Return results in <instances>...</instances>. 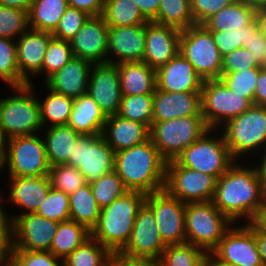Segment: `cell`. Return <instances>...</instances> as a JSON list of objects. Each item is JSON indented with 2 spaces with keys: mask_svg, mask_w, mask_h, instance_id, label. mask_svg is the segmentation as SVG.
<instances>
[{
  "mask_svg": "<svg viewBox=\"0 0 266 266\" xmlns=\"http://www.w3.org/2000/svg\"><path fill=\"white\" fill-rule=\"evenodd\" d=\"M264 185L257 167L234 163L217 179L212 198L214 206L233 223L242 217L251 222L263 207Z\"/></svg>",
  "mask_w": 266,
  "mask_h": 266,
  "instance_id": "cell-1",
  "label": "cell"
},
{
  "mask_svg": "<svg viewBox=\"0 0 266 266\" xmlns=\"http://www.w3.org/2000/svg\"><path fill=\"white\" fill-rule=\"evenodd\" d=\"M166 163L149 139L116 152L114 171L129 191L149 194L164 190Z\"/></svg>",
  "mask_w": 266,
  "mask_h": 266,
  "instance_id": "cell-2",
  "label": "cell"
},
{
  "mask_svg": "<svg viewBox=\"0 0 266 266\" xmlns=\"http://www.w3.org/2000/svg\"><path fill=\"white\" fill-rule=\"evenodd\" d=\"M146 194L127 191L100 211L91 237L111 252H120L128 243L138 209L145 202Z\"/></svg>",
  "mask_w": 266,
  "mask_h": 266,
  "instance_id": "cell-3",
  "label": "cell"
},
{
  "mask_svg": "<svg viewBox=\"0 0 266 266\" xmlns=\"http://www.w3.org/2000/svg\"><path fill=\"white\" fill-rule=\"evenodd\" d=\"M32 85L14 87L17 95L0 99V129L6 140L34 135L43 128L39 99L31 94Z\"/></svg>",
  "mask_w": 266,
  "mask_h": 266,
  "instance_id": "cell-4",
  "label": "cell"
},
{
  "mask_svg": "<svg viewBox=\"0 0 266 266\" xmlns=\"http://www.w3.org/2000/svg\"><path fill=\"white\" fill-rule=\"evenodd\" d=\"M185 224L186 243L211 253L234 223L206 201L186 203Z\"/></svg>",
  "mask_w": 266,
  "mask_h": 266,
  "instance_id": "cell-5",
  "label": "cell"
},
{
  "mask_svg": "<svg viewBox=\"0 0 266 266\" xmlns=\"http://www.w3.org/2000/svg\"><path fill=\"white\" fill-rule=\"evenodd\" d=\"M209 128L203 116H188L152 122L149 139L166 160L175 158L197 141Z\"/></svg>",
  "mask_w": 266,
  "mask_h": 266,
  "instance_id": "cell-6",
  "label": "cell"
},
{
  "mask_svg": "<svg viewBox=\"0 0 266 266\" xmlns=\"http://www.w3.org/2000/svg\"><path fill=\"white\" fill-rule=\"evenodd\" d=\"M223 137L231 156L240 155L266 147V106L252 105L237 117L227 121Z\"/></svg>",
  "mask_w": 266,
  "mask_h": 266,
  "instance_id": "cell-7",
  "label": "cell"
},
{
  "mask_svg": "<svg viewBox=\"0 0 266 266\" xmlns=\"http://www.w3.org/2000/svg\"><path fill=\"white\" fill-rule=\"evenodd\" d=\"M2 164H8L10 177H41L50 170L44 140L37 133L7 139Z\"/></svg>",
  "mask_w": 266,
  "mask_h": 266,
  "instance_id": "cell-8",
  "label": "cell"
},
{
  "mask_svg": "<svg viewBox=\"0 0 266 266\" xmlns=\"http://www.w3.org/2000/svg\"><path fill=\"white\" fill-rule=\"evenodd\" d=\"M179 52L203 79H220L222 56L212 33L204 25L190 26L181 31Z\"/></svg>",
  "mask_w": 266,
  "mask_h": 266,
  "instance_id": "cell-9",
  "label": "cell"
},
{
  "mask_svg": "<svg viewBox=\"0 0 266 266\" xmlns=\"http://www.w3.org/2000/svg\"><path fill=\"white\" fill-rule=\"evenodd\" d=\"M213 131L214 129L206 131L197 141L184 149L175 161L180 166L218 179L237 161L231 156L223 135L219 139L209 136Z\"/></svg>",
  "mask_w": 266,
  "mask_h": 266,
  "instance_id": "cell-10",
  "label": "cell"
},
{
  "mask_svg": "<svg viewBox=\"0 0 266 266\" xmlns=\"http://www.w3.org/2000/svg\"><path fill=\"white\" fill-rule=\"evenodd\" d=\"M253 103L234 94L221 79L204 80L201 88V112L209 129H216L249 109ZM217 125V126H216Z\"/></svg>",
  "mask_w": 266,
  "mask_h": 266,
  "instance_id": "cell-11",
  "label": "cell"
},
{
  "mask_svg": "<svg viewBox=\"0 0 266 266\" xmlns=\"http://www.w3.org/2000/svg\"><path fill=\"white\" fill-rule=\"evenodd\" d=\"M114 161L115 152L102 134H80L66 164L77 167L90 184L114 171Z\"/></svg>",
  "mask_w": 266,
  "mask_h": 266,
  "instance_id": "cell-12",
  "label": "cell"
},
{
  "mask_svg": "<svg viewBox=\"0 0 266 266\" xmlns=\"http://www.w3.org/2000/svg\"><path fill=\"white\" fill-rule=\"evenodd\" d=\"M217 178L180 166L175 160L166 163L164 189L183 203L211 201Z\"/></svg>",
  "mask_w": 266,
  "mask_h": 266,
  "instance_id": "cell-13",
  "label": "cell"
},
{
  "mask_svg": "<svg viewBox=\"0 0 266 266\" xmlns=\"http://www.w3.org/2000/svg\"><path fill=\"white\" fill-rule=\"evenodd\" d=\"M145 203L152 209L161 239L166 245L186 243V203L171 196L165 189L146 194Z\"/></svg>",
  "mask_w": 266,
  "mask_h": 266,
  "instance_id": "cell-14",
  "label": "cell"
},
{
  "mask_svg": "<svg viewBox=\"0 0 266 266\" xmlns=\"http://www.w3.org/2000/svg\"><path fill=\"white\" fill-rule=\"evenodd\" d=\"M166 246L161 239L155 215L144 202L137 211L130 239L120 252L156 264Z\"/></svg>",
  "mask_w": 266,
  "mask_h": 266,
  "instance_id": "cell-15",
  "label": "cell"
},
{
  "mask_svg": "<svg viewBox=\"0 0 266 266\" xmlns=\"http://www.w3.org/2000/svg\"><path fill=\"white\" fill-rule=\"evenodd\" d=\"M211 255L236 266H263L251 222L230 228L211 251Z\"/></svg>",
  "mask_w": 266,
  "mask_h": 266,
  "instance_id": "cell-16",
  "label": "cell"
},
{
  "mask_svg": "<svg viewBox=\"0 0 266 266\" xmlns=\"http://www.w3.org/2000/svg\"><path fill=\"white\" fill-rule=\"evenodd\" d=\"M14 248L28 251H50L59 222L36 213L12 216Z\"/></svg>",
  "mask_w": 266,
  "mask_h": 266,
  "instance_id": "cell-17",
  "label": "cell"
},
{
  "mask_svg": "<svg viewBox=\"0 0 266 266\" xmlns=\"http://www.w3.org/2000/svg\"><path fill=\"white\" fill-rule=\"evenodd\" d=\"M87 94L107 116L117 114L122 99L117 64L107 62L93 64Z\"/></svg>",
  "mask_w": 266,
  "mask_h": 266,
  "instance_id": "cell-18",
  "label": "cell"
},
{
  "mask_svg": "<svg viewBox=\"0 0 266 266\" xmlns=\"http://www.w3.org/2000/svg\"><path fill=\"white\" fill-rule=\"evenodd\" d=\"M108 29L102 16H91L69 40L74 57L93 64L106 63Z\"/></svg>",
  "mask_w": 266,
  "mask_h": 266,
  "instance_id": "cell-19",
  "label": "cell"
},
{
  "mask_svg": "<svg viewBox=\"0 0 266 266\" xmlns=\"http://www.w3.org/2000/svg\"><path fill=\"white\" fill-rule=\"evenodd\" d=\"M181 31L153 21L145 23V54L143 62L159 68L173 59L180 49Z\"/></svg>",
  "mask_w": 266,
  "mask_h": 266,
  "instance_id": "cell-20",
  "label": "cell"
},
{
  "mask_svg": "<svg viewBox=\"0 0 266 266\" xmlns=\"http://www.w3.org/2000/svg\"><path fill=\"white\" fill-rule=\"evenodd\" d=\"M107 56L115 54L119 60L107 58V63L142 62L145 54V24L109 27Z\"/></svg>",
  "mask_w": 266,
  "mask_h": 266,
  "instance_id": "cell-21",
  "label": "cell"
},
{
  "mask_svg": "<svg viewBox=\"0 0 266 266\" xmlns=\"http://www.w3.org/2000/svg\"><path fill=\"white\" fill-rule=\"evenodd\" d=\"M188 116H203L201 92H165L155 89L152 122Z\"/></svg>",
  "mask_w": 266,
  "mask_h": 266,
  "instance_id": "cell-22",
  "label": "cell"
},
{
  "mask_svg": "<svg viewBox=\"0 0 266 266\" xmlns=\"http://www.w3.org/2000/svg\"><path fill=\"white\" fill-rule=\"evenodd\" d=\"M203 79L179 52L156 69V88L165 92H201Z\"/></svg>",
  "mask_w": 266,
  "mask_h": 266,
  "instance_id": "cell-23",
  "label": "cell"
},
{
  "mask_svg": "<svg viewBox=\"0 0 266 266\" xmlns=\"http://www.w3.org/2000/svg\"><path fill=\"white\" fill-rule=\"evenodd\" d=\"M52 38L50 32L29 28L16 41L20 75L29 84H32L30 78L32 75L42 74L43 58Z\"/></svg>",
  "mask_w": 266,
  "mask_h": 266,
  "instance_id": "cell-24",
  "label": "cell"
},
{
  "mask_svg": "<svg viewBox=\"0 0 266 266\" xmlns=\"http://www.w3.org/2000/svg\"><path fill=\"white\" fill-rule=\"evenodd\" d=\"M93 63L73 57L59 71L49 76L46 88L73 99L87 94L89 76Z\"/></svg>",
  "mask_w": 266,
  "mask_h": 266,
  "instance_id": "cell-25",
  "label": "cell"
},
{
  "mask_svg": "<svg viewBox=\"0 0 266 266\" xmlns=\"http://www.w3.org/2000/svg\"><path fill=\"white\" fill-rule=\"evenodd\" d=\"M149 130L145 124L113 114L107 117L102 135L116 153L149 140Z\"/></svg>",
  "mask_w": 266,
  "mask_h": 266,
  "instance_id": "cell-26",
  "label": "cell"
},
{
  "mask_svg": "<svg viewBox=\"0 0 266 266\" xmlns=\"http://www.w3.org/2000/svg\"><path fill=\"white\" fill-rule=\"evenodd\" d=\"M8 178L11 182L8 198L10 203L28 210L24 213H36L51 188L49 176Z\"/></svg>",
  "mask_w": 266,
  "mask_h": 266,
  "instance_id": "cell-27",
  "label": "cell"
},
{
  "mask_svg": "<svg viewBox=\"0 0 266 266\" xmlns=\"http://www.w3.org/2000/svg\"><path fill=\"white\" fill-rule=\"evenodd\" d=\"M107 115L88 94L74 100L67 125L80 134H103Z\"/></svg>",
  "mask_w": 266,
  "mask_h": 266,
  "instance_id": "cell-28",
  "label": "cell"
},
{
  "mask_svg": "<svg viewBox=\"0 0 266 266\" xmlns=\"http://www.w3.org/2000/svg\"><path fill=\"white\" fill-rule=\"evenodd\" d=\"M122 95L153 94L156 89V69L142 62L117 64Z\"/></svg>",
  "mask_w": 266,
  "mask_h": 266,
  "instance_id": "cell-29",
  "label": "cell"
},
{
  "mask_svg": "<svg viewBox=\"0 0 266 266\" xmlns=\"http://www.w3.org/2000/svg\"><path fill=\"white\" fill-rule=\"evenodd\" d=\"M44 144L51 166L66 164L71 159L73 147L80 133L68 125L50 126Z\"/></svg>",
  "mask_w": 266,
  "mask_h": 266,
  "instance_id": "cell-30",
  "label": "cell"
},
{
  "mask_svg": "<svg viewBox=\"0 0 266 266\" xmlns=\"http://www.w3.org/2000/svg\"><path fill=\"white\" fill-rule=\"evenodd\" d=\"M256 8L236 0L210 17L203 25L209 31L242 30L255 20Z\"/></svg>",
  "mask_w": 266,
  "mask_h": 266,
  "instance_id": "cell-31",
  "label": "cell"
},
{
  "mask_svg": "<svg viewBox=\"0 0 266 266\" xmlns=\"http://www.w3.org/2000/svg\"><path fill=\"white\" fill-rule=\"evenodd\" d=\"M90 237L91 231L75 221L59 222L50 252L60 258V261L64 260Z\"/></svg>",
  "mask_w": 266,
  "mask_h": 266,
  "instance_id": "cell-32",
  "label": "cell"
},
{
  "mask_svg": "<svg viewBox=\"0 0 266 266\" xmlns=\"http://www.w3.org/2000/svg\"><path fill=\"white\" fill-rule=\"evenodd\" d=\"M68 7L67 0H34L29 10L30 28L53 33Z\"/></svg>",
  "mask_w": 266,
  "mask_h": 266,
  "instance_id": "cell-33",
  "label": "cell"
},
{
  "mask_svg": "<svg viewBox=\"0 0 266 266\" xmlns=\"http://www.w3.org/2000/svg\"><path fill=\"white\" fill-rule=\"evenodd\" d=\"M70 220L85 226L91 231L97 224L101 208L98 206L90 184L87 183L69 195Z\"/></svg>",
  "mask_w": 266,
  "mask_h": 266,
  "instance_id": "cell-34",
  "label": "cell"
},
{
  "mask_svg": "<svg viewBox=\"0 0 266 266\" xmlns=\"http://www.w3.org/2000/svg\"><path fill=\"white\" fill-rule=\"evenodd\" d=\"M101 16L108 27L133 26L149 22L134 0H105Z\"/></svg>",
  "mask_w": 266,
  "mask_h": 266,
  "instance_id": "cell-35",
  "label": "cell"
},
{
  "mask_svg": "<svg viewBox=\"0 0 266 266\" xmlns=\"http://www.w3.org/2000/svg\"><path fill=\"white\" fill-rule=\"evenodd\" d=\"M152 21L180 31L194 26L190 0H160L157 16Z\"/></svg>",
  "mask_w": 266,
  "mask_h": 266,
  "instance_id": "cell-36",
  "label": "cell"
},
{
  "mask_svg": "<svg viewBox=\"0 0 266 266\" xmlns=\"http://www.w3.org/2000/svg\"><path fill=\"white\" fill-rule=\"evenodd\" d=\"M207 256L193 244L167 245L155 266H206Z\"/></svg>",
  "mask_w": 266,
  "mask_h": 266,
  "instance_id": "cell-37",
  "label": "cell"
},
{
  "mask_svg": "<svg viewBox=\"0 0 266 266\" xmlns=\"http://www.w3.org/2000/svg\"><path fill=\"white\" fill-rule=\"evenodd\" d=\"M47 90L50 93L44 101L39 100L42 126L44 127L47 122H50L51 126L67 125L75 99L48 88Z\"/></svg>",
  "mask_w": 266,
  "mask_h": 266,
  "instance_id": "cell-38",
  "label": "cell"
},
{
  "mask_svg": "<svg viewBox=\"0 0 266 266\" xmlns=\"http://www.w3.org/2000/svg\"><path fill=\"white\" fill-rule=\"evenodd\" d=\"M117 115L150 128L153 117V94L122 95Z\"/></svg>",
  "mask_w": 266,
  "mask_h": 266,
  "instance_id": "cell-39",
  "label": "cell"
},
{
  "mask_svg": "<svg viewBox=\"0 0 266 266\" xmlns=\"http://www.w3.org/2000/svg\"><path fill=\"white\" fill-rule=\"evenodd\" d=\"M111 251L90 237L63 261L65 266H105Z\"/></svg>",
  "mask_w": 266,
  "mask_h": 266,
  "instance_id": "cell-40",
  "label": "cell"
},
{
  "mask_svg": "<svg viewBox=\"0 0 266 266\" xmlns=\"http://www.w3.org/2000/svg\"><path fill=\"white\" fill-rule=\"evenodd\" d=\"M0 80L13 88L29 84L20 75L16 42L2 37H0Z\"/></svg>",
  "mask_w": 266,
  "mask_h": 266,
  "instance_id": "cell-41",
  "label": "cell"
},
{
  "mask_svg": "<svg viewBox=\"0 0 266 266\" xmlns=\"http://www.w3.org/2000/svg\"><path fill=\"white\" fill-rule=\"evenodd\" d=\"M90 188L101 209L110 205L117 198L129 191L115 171L103 175L96 181L90 183Z\"/></svg>",
  "mask_w": 266,
  "mask_h": 266,
  "instance_id": "cell-42",
  "label": "cell"
},
{
  "mask_svg": "<svg viewBox=\"0 0 266 266\" xmlns=\"http://www.w3.org/2000/svg\"><path fill=\"white\" fill-rule=\"evenodd\" d=\"M49 179L51 186L71 195L78 188L87 184L84 175L77 167L68 164H58L50 167Z\"/></svg>",
  "mask_w": 266,
  "mask_h": 266,
  "instance_id": "cell-43",
  "label": "cell"
},
{
  "mask_svg": "<svg viewBox=\"0 0 266 266\" xmlns=\"http://www.w3.org/2000/svg\"><path fill=\"white\" fill-rule=\"evenodd\" d=\"M262 68H250L221 74L220 79L234 94L248 98L254 105L256 81Z\"/></svg>",
  "mask_w": 266,
  "mask_h": 266,
  "instance_id": "cell-44",
  "label": "cell"
},
{
  "mask_svg": "<svg viewBox=\"0 0 266 266\" xmlns=\"http://www.w3.org/2000/svg\"><path fill=\"white\" fill-rule=\"evenodd\" d=\"M29 27V11L0 5V37L19 38Z\"/></svg>",
  "mask_w": 266,
  "mask_h": 266,
  "instance_id": "cell-45",
  "label": "cell"
},
{
  "mask_svg": "<svg viewBox=\"0 0 266 266\" xmlns=\"http://www.w3.org/2000/svg\"><path fill=\"white\" fill-rule=\"evenodd\" d=\"M74 57L69 41L52 38L43 58L42 72L46 73L45 80L59 71Z\"/></svg>",
  "mask_w": 266,
  "mask_h": 266,
  "instance_id": "cell-46",
  "label": "cell"
},
{
  "mask_svg": "<svg viewBox=\"0 0 266 266\" xmlns=\"http://www.w3.org/2000/svg\"><path fill=\"white\" fill-rule=\"evenodd\" d=\"M36 214L58 222L70 220L69 195L51 186L47 198L38 208Z\"/></svg>",
  "mask_w": 266,
  "mask_h": 266,
  "instance_id": "cell-47",
  "label": "cell"
},
{
  "mask_svg": "<svg viewBox=\"0 0 266 266\" xmlns=\"http://www.w3.org/2000/svg\"><path fill=\"white\" fill-rule=\"evenodd\" d=\"M256 20L242 28V30L210 31L214 43L216 44L221 56H225L231 51L244 47L250 39V32L257 26Z\"/></svg>",
  "mask_w": 266,
  "mask_h": 266,
  "instance_id": "cell-48",
  "label": "cell"
},
{
  "mask_svg": "<svg viewBox=\"0 0 266 266\" xmlns=\"http://www.w3.org/2000/svg\"><path fill=\"white\" fill-rule=\"evenodd\" d=\"M90 17L85 11L69 6L62 15L57 28L52 33L53 37L69 41Z\"/></svg>",
  "mask_w": 266,
  "mask_h": 266,
  "instance_id": "cell-49",
  "label": "cell"
},
{
  "mask_svg": "<svg viewBox=\"0 0 266 266\" xmlns=\"http://www.w3.org/2000/svg\"><path fill=\"white\" fill-rule=\"evenodd\" d=\"M250 68H263L251 54V51L241 47L237 48L222 58V73L227 74Z\"/></svg>",
  "mask_w": 266,
  "mask_h": 266,
  "instance_id": "cell-50",
  "label": "cell"
},
{
  "mask_svg": "<svg viewBox=\"0 0 266 266\" xmlns=\"http://www.w3.org/2000/svg\"><path fill=\"white\" fill-rule=\"evenodd\" d=\"M59 259L50 251H28L14 248L10 266H56Z\"/></svg>",
  "mask_w": 266,
  "mask_h": 266,
  "instance_id": "cell-51",
  "label": "cell"
},
{
  "mask_svg": "<svg viewBox=\"0 0 266 266\" xmlns=\"http://www.w3.org/2000/svg\"><path fill=\"white\" fill-rule=\"evenodd\" d=\"M13 223L0 208V266H10L14 249ZM12 239V240H11Z\"/></svg>",
  "mask_w": 266,
  "mask_h": 266,
  "instance_id": "cell-52",
  "label": "cell"
},
{
  "mask_svg": "<svg viewBox=\"0 0 266 266\" xmlns=\"http://www.w3.org/2000/svg\"><path fill=\"white\" fill-rule=\"evenodd\" d=\"M236 0H190L195 25H203L210 17Z\"/></svg>",
  "mask_w": 266,
  "mask_h": 266,
  "instance_id": "cell-53",
  "label": "cell"
},
{
  "mask_svg": "<svg viewBox=\"0 0 266 266\" xmlns=\"http://www.w3.org/2000/svg\"><path fill=\"white\" fill-rule=\"evenodd\" d=\"M244 48L251 51V54L261 66H265L266 38L260 32L258 25L250 32V39Z\"/></svg>",
  "mask_w": 266,
  "mask_h": 266,
  "instance_id": "cell-54",
  "label": "cell"
},
{
  "mask_svg": "<svg viewBox=\"0 0 266 266\" xmlns=\"http://www.w3.org/2000/svg\"><path fill=\"white\" fill-rule=\"evenodd\" d=\"M105 266H155L151 261L130 257L121 252H111Z\"/></svg>",
  "mask_w": 266,
  "mask_h": 266,
  "instance_id": "cell-55",
  "label": "cell"
},
{
  "mask_svg": "<svg viewBox=\"0 0 266 266\" xmlns=\"http://www.w3.org/2000/svg\"><path fill=\"white\" fill-rule=\"evenodd\" d=\"M70 7L83 10L90 16H101L105 0H67Z\"/></svg>",
  "mask_w": 266,
  "mask_h": 266,
  "instance_id": "cell-56",
  "label": "cell"
},
{
  "mask_svg": "<svg viewBox=\"0 0 266 266\" xmlns=\"http://www.w3.org/2000/svg\"><path fill=\"white\" fill-rule=\"evenodd\" d=\"M254 105L266 106V68L265 67H263L259 71V75L256 81Z\"/></svg>",
  "mask_w": 266,
  "mask_h": 266,
  "instance_id": "cell-57",
  "label": "cell"
},
{
  "mask_svg": "<svg viewBox=\"0 0 266 266\" xmlns=\"http://www.w3.org/2000/svg\"><path fill=\"white\" fill-rule=\"evenodd\" d=\"M134 2L149 21L157 16L160 0H134Z\"/></svg>",
  "mask_w": 266,
  "mask_h": 266,
  "instance_id": "cell-58",
  "label": "cell"
},
{
  "mask_svg": "<svg viewBox=\"0 0 266 266\" xmlns=\"http://www.w3.org/2000/svg\"><path fill=\"white\" fill-rule=\"evenodd\" d=\"M254 235L256 238V244H257L258 252L260 254L261 262L263 266H266V234L260 232L254 226Z\"/></svg>",
  "mask_w": 266,
  "mask_h": 266,
  "instance_id": "cell-59",
  "label": "cell"
},
{
  "mask_svg": "<svg viewBox=\"0 0 266 266\" xmlns=\"http://www.w3.org/2000/svg\"><path fill=\"white\" fill-rule=\"evenodd\" d=\"M34 0H0V5L29 11Z\"/></svg>",
  "mask_w": 266,
  "mask_h": 266,
  "instance_id": "cell-60",
  "label": "cell"
},
{
  "mask_svg": "<svg viewBox=\"0 0 266 266\" xmlns=\"http://www.w3.org/2000/svg\"><path fill=\"white\" fill-rule=\"evenodd\" d=\"M255 20L258 24L260 32L266 38V7L256 9Z\"/></svg>",
  "mask_w": 266,
  "mask_h": 266,
  "instance_id": "cell-61",
  "label": "cell"
},
{
  "mask_svg": "<svg viewBox=\"0 0 266 266\" xmlns=\"http://www.w3.org/2000/svg\"><path fill=\"white\" fill-rule=\"evenodd\" d=\"M251 223L260 232L266 234V212H257Z\"/></svg>",
  "mask_w": 266,
  "mask_h": 266,
  "instance_id": "cell-62",
  "label": "cell"
},
{
  "mask_svg": "<svg viewBox=\"0 0 266 266\" xmlns=\"http://www.w3.org/2000/svg\"><path fill=\"white\" fill-rule=\"evenodd\" d=\"M265 150V151H264ZM263 151L265 152L264 154H262V161L261 163L259 162V165L260 166H257V169H258V173H259V176H260V179L262 180L263 182V185L264 187L266 186V148L263 149ZM264 155V156H263Z\"/></svg>",
  "mask_w": 266,
  "mask_h": 266,
  "instance_id": "cell-63",
  "label": "cell"
},
{
  "mask_svg": "<svg viewBox=\"0 0 266 266\" xmlns=\"http://www.w3.org/2000/svg\"><path fill=\"white\" fill-rule=\"evenodd\" d=\"M206 266H236L227 262L217 260L211 253H208Z\"/></svg>",
  "mask_w": 266,
  "mask_h": 266,
  "instance_id": "cell-64",
  "label": "cell"
},
{
  "mask_svg": "<svg viewBox=\"0 0 266 266\" xmlns=\"http://www.w3.org/2000/svg\"><path fill=\"white\" fill-rule=\"evenodd\" d=\"M242 1L243 3L250 5L254 8H261V7H266V0H239Z\"/></svg>",
  "mask_w": 266,
  "mask_h": 266,
  "instance_id": "cell-65",
  "label": "cell"
},
{
  "mask_svg": "<svg viewBox=\"0 0 266 266\" xmlns=\"http://www.w3.org/2000/svg\"><path fill=\"white\" fill-rule=\"evenodd\" d=\"M5 146H6V139L3 136L1 129H0V157L3 159L5 154Z\"/></svg>",
  "mask_w": 266,
  "mask_h": 266,
  "instance_id": "cell-66",
  "label": "cell"
},
{
  "mask_svg": "<svg viewBox=\"0 0 266 266\" xmlns=\"http://www.w3.org/2000/svg\"><path fill=\"white\" fill-rule=\"evenodd\" d=\"M258 212H266V186L264 187L263 207Z\"/></svg>",
  "mask_w": 266,
  "mask_h": 266,
  "instance_id": "cell-67",
  "label": "cell"
},
{
  "mask_svg": "<svg viewBox=\"0 0 266 266\" xmlns=\"http://www.w3.org/2000/svg\"><path fill=\"white\" fill-rule=\"evenodd\" d=\"M60 263V264H59ZM56 266H65L64 261L62 260V262H59ZM62 263V264H61Z\"/></svg>",
  "mask_w": 266,
  "mask_h": 266,
  "instance_id": "cell-68",
  "label": "cell"
},
{
  "mask_svg": "<svg viewBox=\"0 0 266 266\" xmlns=\"http://www.w3.org/2000/svg\"><path fill=\"white\" fill-rule=\"evenodd\" d=\"M3 168V164H2V158L0 157V171Z\"/></svg>",
  "mask_w": 266,
  "mask_h": 266,
  "instance_id": "cell-69",
  "label": "cell"
},
{
  "mask_svg": "<svg viewBox=\"0 0 266 266\" xmlns=\"http://www.w3.org/2000/svg\"><path fill=\"white\" fill-rule=\"evenodd\" d=\"M1 196H3V195L0 194V203H3L4 200H3V197H1ZM1 205L2 204H0V208H1Z\"/></svg>",
  "mask_w": 266,
  "mask_h": 266,
  "instance_id": "cell-70",
  "label": "cell"
}]
</instances>
